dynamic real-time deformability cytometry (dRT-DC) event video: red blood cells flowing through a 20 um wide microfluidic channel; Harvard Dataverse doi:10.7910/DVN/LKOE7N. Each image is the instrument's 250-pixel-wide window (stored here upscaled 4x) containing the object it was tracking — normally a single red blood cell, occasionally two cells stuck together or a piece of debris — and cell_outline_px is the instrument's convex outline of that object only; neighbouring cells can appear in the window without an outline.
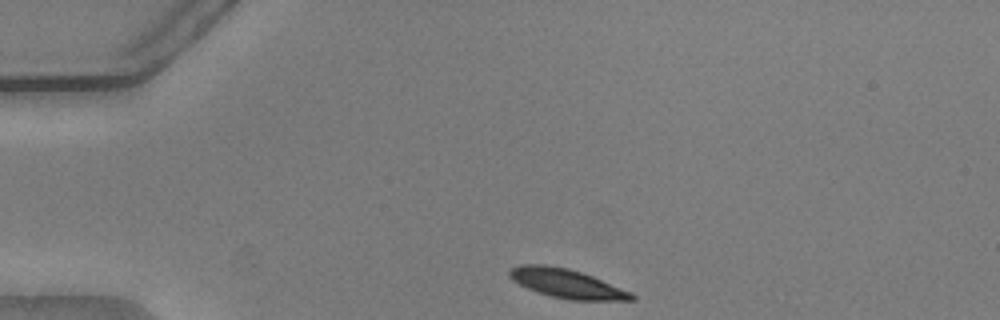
{"species": "common noctule bat (a hibernating species)", "species_latin": "Nyctalus noctula", "temperature_condition": "warm", "stored_images_in_passage": 43, "camera_frame_rate_fps": 3000, "um_per_image_px": 0.085, "animal": {"sex": "male", "body_mass_g": 20.5, "forearm_length_mm": 52.5}, "frame": {"image": 1, "passage_image": 1, "time_ms": 0.0, "image_size_px": [1000, 320], "cell_outline_px": [[636, 300], [568, 300], [552, 296], [528, 288], [512, 280], [508, 276], [508, 268], [520, 264], [544, 264], [568, 268], [592, 276], [632, 292], [636, 296]], "centroid_in_image_um": [48.16, 24.09], "position_along_channel_um": 36.8, "area_um2": 20.63}}
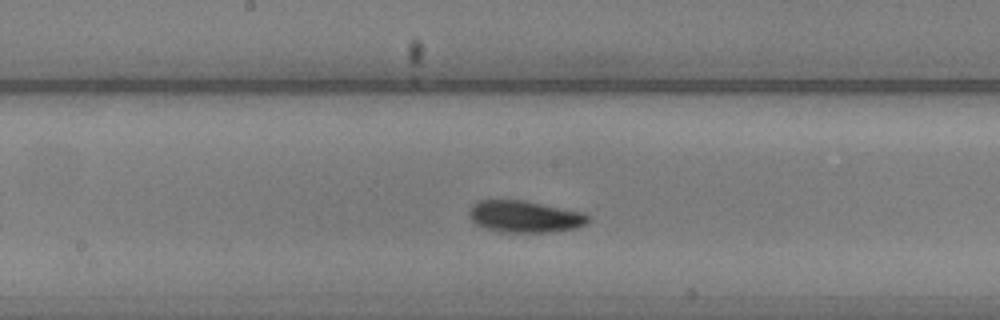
{"frame": {"image": 2, "passage_image": 18, "time_ms": 5.667, "image_size_px": [1000, 320], "cell_outline_px": [[592, 216], [584, 224], [576, 228], [556, 232], [500, 232], [484, 228], [476, 224], [468, 216], [468, 212], [472, 204], [476, 200], [524, 200], [584, 212]], "centroid_in_image_um": [44.59, 18.41], "position_along_channel_um": 203.6, "area_um2": 22.37}}
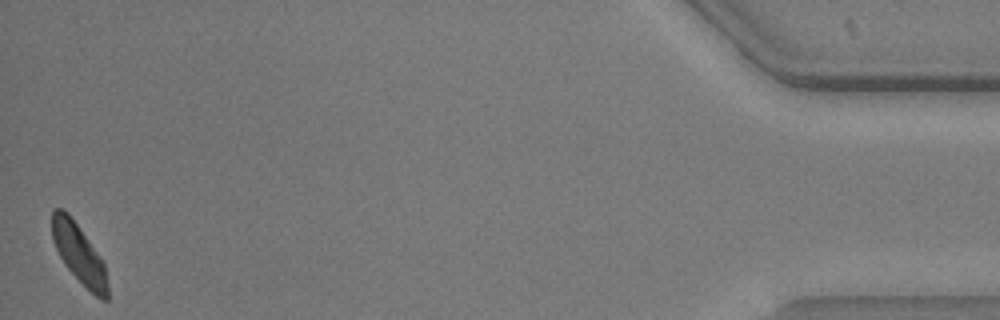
{"frame": {"image": 3, "passage_image": 43, "time_ms": 14.0, "image_size_px": [1000, 320], "cell_outline_px": [[108, 300], [100, 300], [64, 264], [52, 240], [52, 208], [64, 208], [68, 212], [100, 256], [104, 264], [108, 284]], "centroid_in_image_um": [6.71, 21.54], "position_along_channel_um": 428.5, "area_um2": 18.9}, "authors_computed_cell_mechanics": {"area_um2": 21.3282, "velocity_mm_per_s": 3.7314, "shape_relaxation_time_tau1_ms": 2.0388, "shape_relaxation_time_tau2_ms": null, "deformation_change_tau1": 0.1, "deformation_change_tau2": null}}